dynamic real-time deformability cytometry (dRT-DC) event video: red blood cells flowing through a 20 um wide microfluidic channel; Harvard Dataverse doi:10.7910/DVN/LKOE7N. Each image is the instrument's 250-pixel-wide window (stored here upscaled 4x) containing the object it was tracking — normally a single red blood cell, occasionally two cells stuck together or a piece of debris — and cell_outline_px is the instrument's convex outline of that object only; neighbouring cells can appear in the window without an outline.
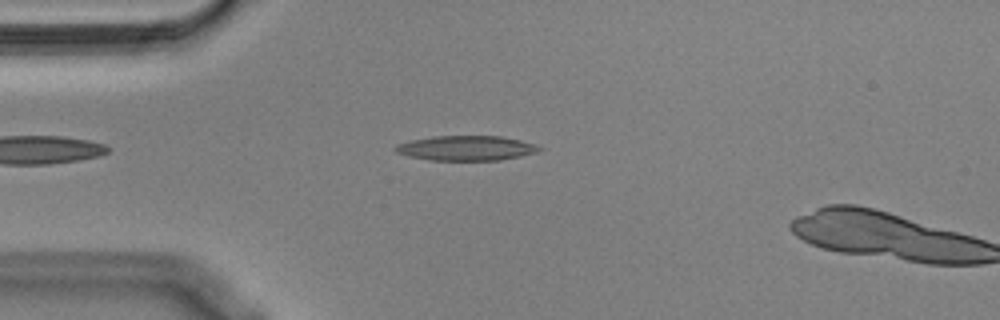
{"species": "Egyptian fruit bat (a non-hibernating species)", "species_latin": "Rousettus aegyptiacus", "temperature_condition": "cold", "stored_images_in_passage": 8, "camera_frame_rate_fps": 3000, "um_per_image_px": 0.085, "animal": {"sex": "male"}, "frame": {"image": 1, "passage_image": 7, "time_ms": 2.0, "image_size_px": [1000, 320], "cell_outline_px": [[544, 148], [536, 152], [520, 156], [500, 160], [428, 160], [408, 156], [396, 152], [396, 144], [412, 140], [432, 136], [500, 136], [520, 140], [536, 144]], "centroid_in_image_um": [39.64, 12.59], "position_along_channel_um": 45.4, "area_um2": 20.75}}